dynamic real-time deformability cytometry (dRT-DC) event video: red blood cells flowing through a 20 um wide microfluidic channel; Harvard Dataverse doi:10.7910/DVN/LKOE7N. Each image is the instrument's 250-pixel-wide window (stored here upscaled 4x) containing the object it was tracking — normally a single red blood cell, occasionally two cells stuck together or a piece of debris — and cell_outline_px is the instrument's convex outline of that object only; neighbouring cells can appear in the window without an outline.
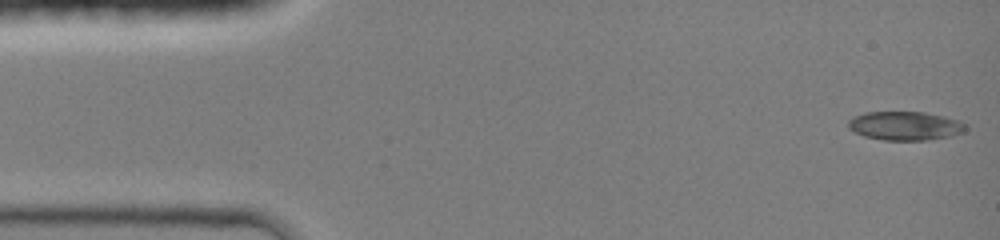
{"species": "common noctule bat (a hibernating species)", "species_latin": "Nyctalus noctula", "temperature_condition": "room temperature", "stored_images_in_passage": 44, "camera_frame_rate_fps": 3000, "um_per_image_px": 0.085, "animal": {"sex": "female", "body_mass_g": 19.0, "forearm_length_mm": 51.5}, "frame": {"image": 1, "passage_image": 1, "time_ms": 0.0, "image_size_px": [1000, 240], "cell_outline_px": [[968, 128], [964, 132], [952, 136], [928, 140], [884, 140], [864, 136], [848, 128], [848, 120], [864, 112], [924, 112], [944, 116], [960, 120], [968, 124]], "centroid_in_image_um": [77.0, 10.69], "position_along_channel_um": 8.0, "area_um2": 19.88}}
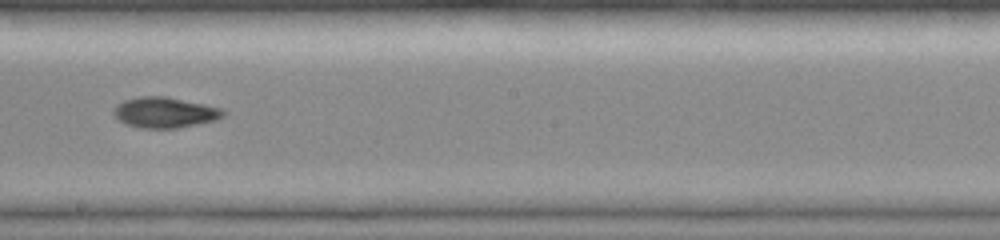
{"frame": {"image": 2, "passage_image": 25, "time_ms": 8.0, "image_size_px": [1000, 240], "cell_outline_px": [[228, 112], [224, 116], [216, 120], [176, 128], [140, 128], [124, 124], [116, 120], [112, 112], [112, 108], [116, 104], [124, 100], [140, 96], [168, 96], [224, 108]], "centroid_in_image_um": [13.99, 9.55], "position_along_channel_um": 234.2, "area_um2": 20.06}}
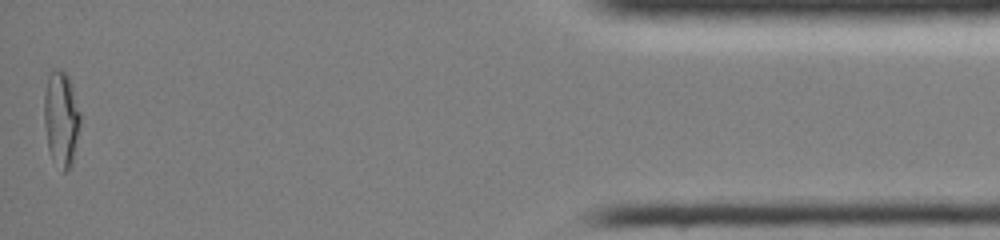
{"frame": {"image": 3, "passage_image": 44, "time_ms": 14.333, "image_size_px": [1000, 240], "cell_outline_px": [[80, 124], [72, 164], [64, 172], [52, 160], [48, 148], [44, 124], [44, 92], [48, 76], [52, 68], [56, 68], [64, 72], [68, 76], [80, 112]], "centroid_in_image_um": [5.18, 10.08], "position_along_channel_um": 430.0, "area_um2": 20.0}, "authors_computed_cell_mechanics": {"area_um2": 19.2185, "velocity_mm_per_s": 4.2577, "shape_relaxation_time_tau1_ms": 5.8804, "shape_relaxation_time_tau2_ms": 6.9114, "deformation_change_tau1": 0.2189, "deformation_change_tau2": 0.1219}}